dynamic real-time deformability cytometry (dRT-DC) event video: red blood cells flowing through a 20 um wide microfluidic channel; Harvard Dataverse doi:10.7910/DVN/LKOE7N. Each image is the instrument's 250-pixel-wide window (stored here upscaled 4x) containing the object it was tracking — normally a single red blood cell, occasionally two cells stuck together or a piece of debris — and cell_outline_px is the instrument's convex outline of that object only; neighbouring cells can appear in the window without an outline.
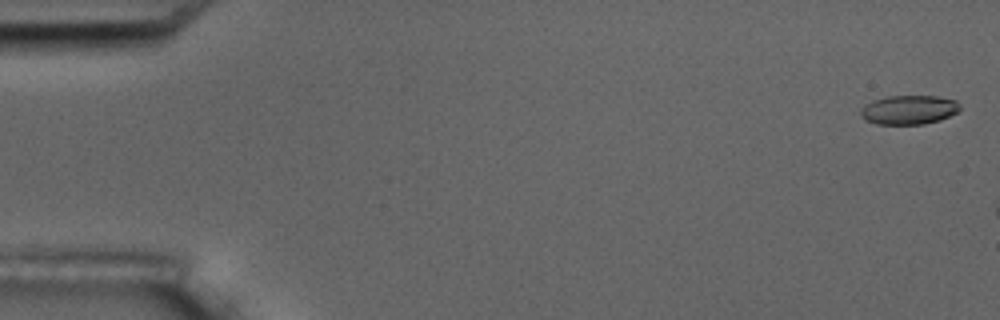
{"species": "common noctule bat (a hibernating species)", "species_latin": "Nyctalus noctula", "temperature_condition": "room temperature", "stored_images_in_passage": 9, "segment_of_instrument_passage": [1, 2], "camera_frame_rate_fps": 3000, "um_per_image_px": 0.085, "animal": {"sex": "male", "body_mass_g": 17.5, "forearm_length_mm": 52.3}, "frame": {"image": 1, "passage_image": 1, "time_ms": 0.0, "image_size_px": [1000, 320], "cell_outline_px": [[960, 108], [956, 112], [940, 120], [924, 124], [876, 124], [864, 120], [860, 116], [860, 108], [864, 104], [888, 96], [936, 96], [956, 100], [960, 104]], "centroid_in_image_um": [77.22, 9.34], "position_along_channel_um": 7.8, "area_um2": 16.88}}
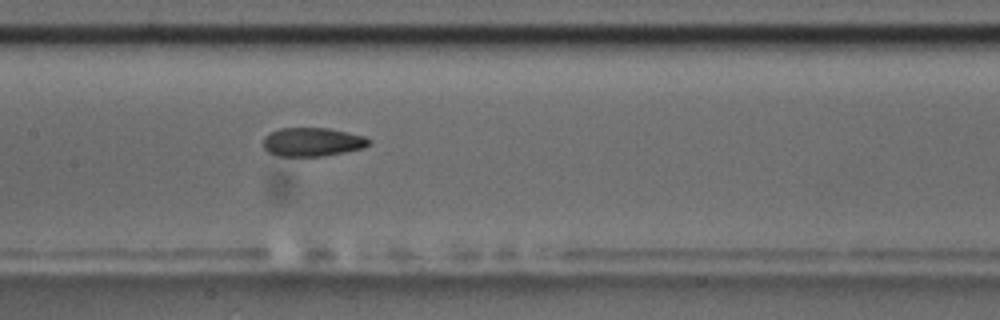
{"frame": {"image": 2, "passage_image": 8, "time_ms": 8.667, "image_size_px": [1000, 320], "cell_outline_px": [[372, 140], [364, 148], [324, 156], [276, 156], [268, 152], [264, 148], [264, 136], [280, 128], [328, 128], [348, 132], [364, 136]], "centroid_in_image_um": [26.56, 12.07], "position_along_channel_um": 180.8, "area_um2": 17.69}}